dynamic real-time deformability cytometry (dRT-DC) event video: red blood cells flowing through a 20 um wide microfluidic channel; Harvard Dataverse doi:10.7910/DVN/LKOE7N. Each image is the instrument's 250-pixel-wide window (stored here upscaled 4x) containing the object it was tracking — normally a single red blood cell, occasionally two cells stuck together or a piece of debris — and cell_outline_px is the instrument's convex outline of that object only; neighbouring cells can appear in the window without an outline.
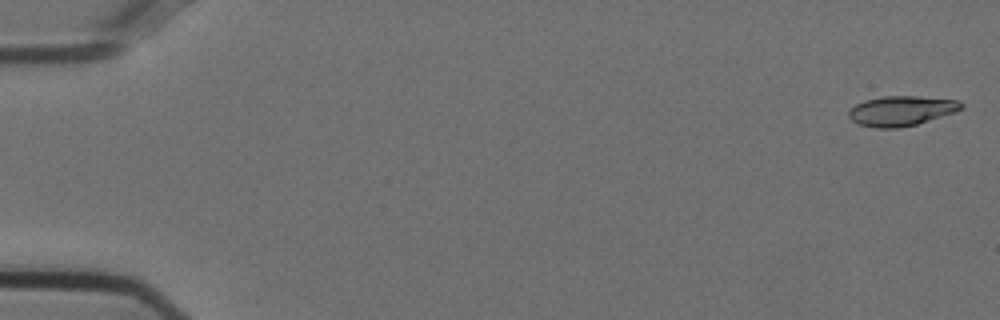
{"species": "Egyptian fruit bat (a non-hibernating species)", "species_latin": "Rousettus aegyptiacus", "temperature_condition": "cold", "stored_images_in_passage": 54, "camera_frame_rate_fps": 3000, "um_per_image_px": 0.085, "animal": {"sex": "female"}, "frame": {"image": 1, "passage_image": 1, "time_ms": 0.0, "image_size_px": [1000, 320], "cell_outline_px": [[964, 108], [956, 112], [916, 124], [900, 128], [876, 128], [860, 124], [852, 120], [848, 116], [848, 112], [856, 104], [864, 100], [884, 96], [916, 96], [960, 100], [964, 104]], "centroid_in_image_um": [76.65, 9.41], "position_along_channel_um": 8.3, "area_um2": 19.65}}
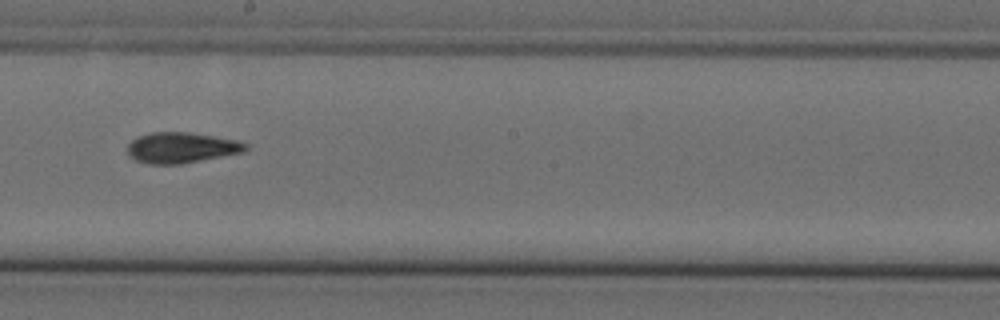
{"frame": {"image": 2, "passage_image": 31, "time_ms": 10.0, "image_size_px": [1000, 320], "cell_outline_px": [[248, 148], [244, 152], [180, 164], [148, 164], [136, 160], [128, 156], [128, 144], [136, 136], [152, 132], [188, 132], [236, 140], [248, 144]], "centroid_in_image_um": [15.39, 12.55], "position_along_channel_um": 232.8, "area_um2": 21.1}}
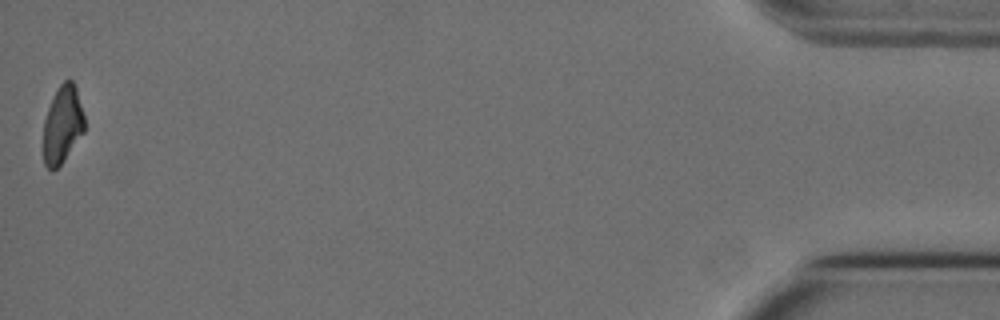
{"frame": {"image": 3, "passage_image": 54, "time_ms": 17.667, "image_size_px": [1000, 320], "cell_outline_px": [[84, 132], [60, 164], [52, 172], [44, 164], [44, 120], [48, 108], [60, 84], [64, 80], [72, 80], [76, 88], [84, 116]], "centroid_in_image_um": [5.31, 10.59], "position_along_channel_um": 429.9, "area_um2": 18.15}, "authors_computed_cell_mechanics": {"area_um2": 20.3745, "velocity_mm_per_s": 3.7428, "shape_relaxation_time_tau1_ms": 7.1533, "shape_relaxation_time_tau2_ms": 4.8976, "deformation_change_tau1": 0.1942, "deformation_change_tau2": 0.1082}}